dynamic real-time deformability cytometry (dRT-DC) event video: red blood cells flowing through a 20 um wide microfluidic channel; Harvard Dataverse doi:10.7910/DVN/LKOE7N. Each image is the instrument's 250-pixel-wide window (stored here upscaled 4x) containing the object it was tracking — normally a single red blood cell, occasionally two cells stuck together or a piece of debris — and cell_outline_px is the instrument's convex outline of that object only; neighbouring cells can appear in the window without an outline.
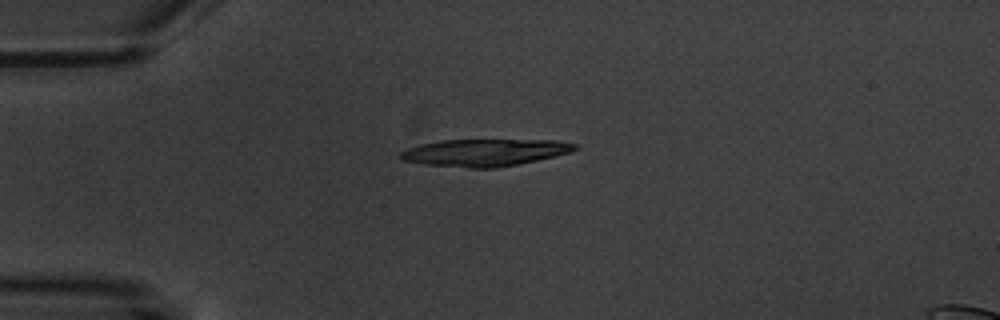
{"species": "common noctule bat (a hibernating species)", "species_latin": "Nyctalus noctula", "temperature_condition": "warm", "stored_images_in_passage": 1, "camera_frame_rate_fps": 3000, "um_per_image_px": 0.085, "animal": {"sex": "male", "body_mass_g": 20.1, "forearm_length_mm": 53.5}, "frame": {"image": 1, "passage_image": 1, "time_ms": 0.0, "image_size_px": [1000, 320], "cell_outline_px": [[580, 148], [556, 156], [496, 168], [468, 168], [424, 164], [400, 160], [400, 152], [408, 148], [420, 144], [440, 140], [556, 140], [576, 144]], "centroid_in_image_um": [41.17, 12.96], "position_along_channel_um": 43.8, "area_um2": 27.51}}